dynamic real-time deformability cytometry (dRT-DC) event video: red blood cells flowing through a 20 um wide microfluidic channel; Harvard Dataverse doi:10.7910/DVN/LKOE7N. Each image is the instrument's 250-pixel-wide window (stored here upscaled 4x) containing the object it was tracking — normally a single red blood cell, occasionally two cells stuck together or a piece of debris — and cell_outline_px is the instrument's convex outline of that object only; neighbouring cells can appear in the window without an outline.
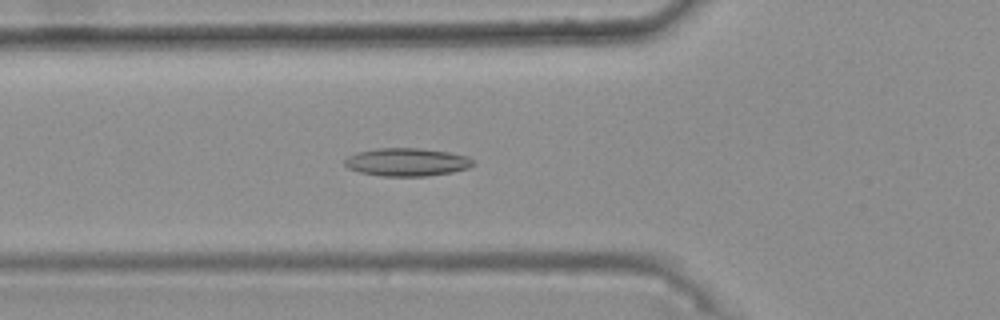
{"species": "common noctule bat (a hibernating species)", "species_latin": "Nyctalus noctula", "temperature_condition": "warm", "stored_images_in_passage": 47, "camera_frame_rate_fps": 3000, "um_per_image_px": 0.085, "animal": {"sex": "female", "body_mass_g": 25.1}, "frame": {"image": 1, "passage_image": 19, "time_ms": 6.0, "image_size_px": [1000, 320], "cell_outline_px": [[476, 164], [468, 168], [452, 172], [428, 176], [380, 176], [360, 172], [348, 168], [344, 164], [344, 160], [348, 156], [360, 152], [376, 148], [420, 148], [448, 152], [468, 156]], "centroid_in_image_um": [34.6, 13.78], "position_along_channel_um": 91.2, "area_um2": 20.98}}
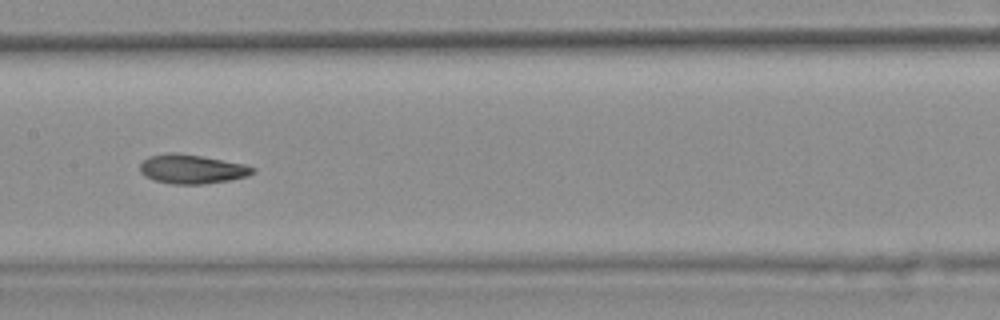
{"frame": {"image": 2, "passage_image": 27, "time_ms": 8.667, "image_size_px": [1000, 320], "cell_outline_px": [[256, 168], [248, 176], [228, 180], [204, 184], [172, 184], [156, 180], [144, 176], [140, 172], [140, 164], [148, 156], [168, 152], [176, 152], [200, 156], [244, 164]], "centroid_in_image_um": [16.27, 14.36], "position_along_channel_um": 191.1, "area_um2": 19.02}}
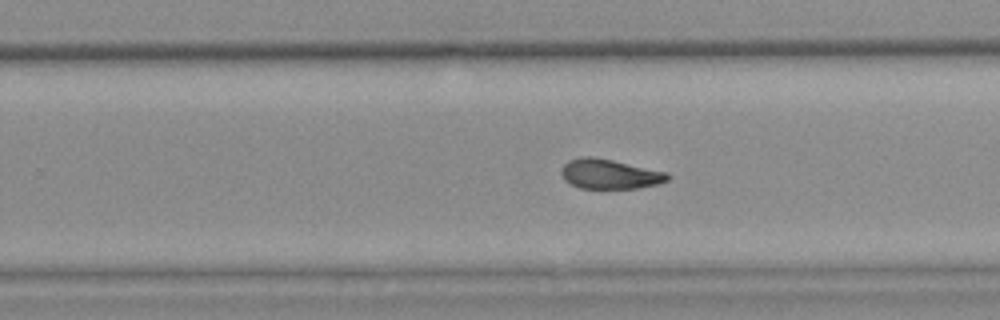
{"frame": {"image": 3, "passage_image": 34, "time_ms": 11.0, "image_size_px": [1000, 320], "cell_outline_px": [[668, 180], [656, 184], [636, 188], [580, 188], [564, 180], [560, 172], [564, 164], [568, 160], [580, 156], [592, 156], [612, 160], [668, 172]], "centroid_in_image_um": [51.78, 14.78], "position_along_channel_um": 278.0, "area_um2": 18.32}, "authors_computed_cell_mechanics": {"area_um2": 19.2474, "velocity_mm_per_s": 3.7329, "shape_relaxation_time_tau1_ms": null, "shape_relaxation_time_tau2_ms": 1.9581, "deformation_change_tau1": null, "deformation_change_tau2": 0.0829}}